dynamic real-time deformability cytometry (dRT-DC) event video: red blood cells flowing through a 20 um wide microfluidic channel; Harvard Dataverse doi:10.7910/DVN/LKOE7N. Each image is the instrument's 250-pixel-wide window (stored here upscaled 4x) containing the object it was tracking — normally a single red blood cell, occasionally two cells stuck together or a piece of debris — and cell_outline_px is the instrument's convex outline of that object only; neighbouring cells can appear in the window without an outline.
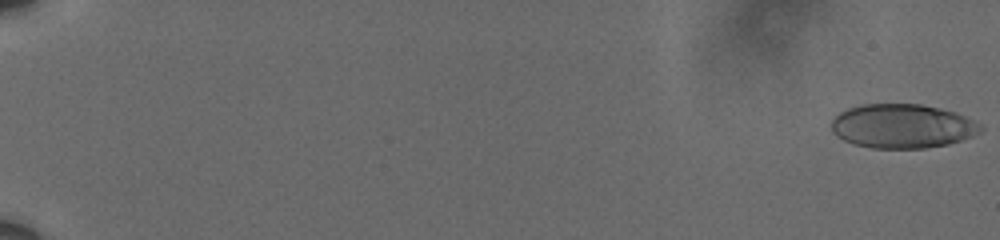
{"species": "human", "species_latin": "Homo sapiens", "temperature_condition": "cold", "stored_images_in_passage": 60, "camera_frame_rate_fps": 3000, "um_per_image_px": 0.085, "donor": {"sex": "male"}, "frame": {"image": 1, "passage_image": 1, "time_ms": 0.0, "image_size_px": [1000, 240], "cell_outline_px": [[984, 128], [980, 132], [972, 136], [948, 144], [924, 148], [872, 148], [852, 144], [836, 136], [832, 132], [832, 120], [840, 112], [848, 108], [860, 104], [920, 104], [940, 108], [956, 112], [980, 124]], "centroid_in_image_um": [76.68, 10.72], "position_along_channel_um": 8.3, "area_um2": 38.38}}
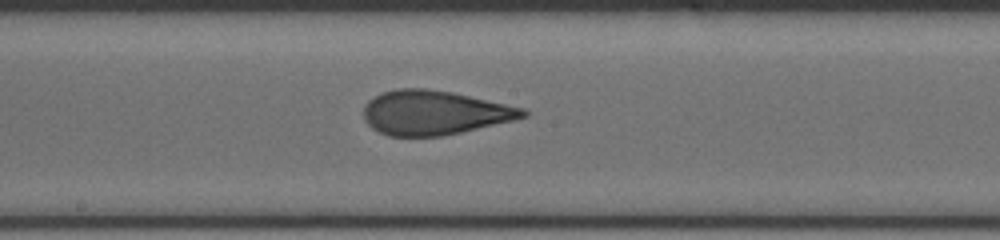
{"frame": {"image": 2, "passage_image": 36, "time_ms": 11.667, "image_size_px": [1000, 240], "cell_outline_px": [[528, 116], [512, 120], [460, 132], [440, 136], [388, 136], [372, 128], [364, 120], [364, 104], [368, 100], [384, 92], [396, 88], [424, 88], [452, 92], [524, 108], [528, 112]], "centroid_in_image_um": [36.88, 9.57], "position_along_channel_um": 211.3, "area_um2": 40.81}}
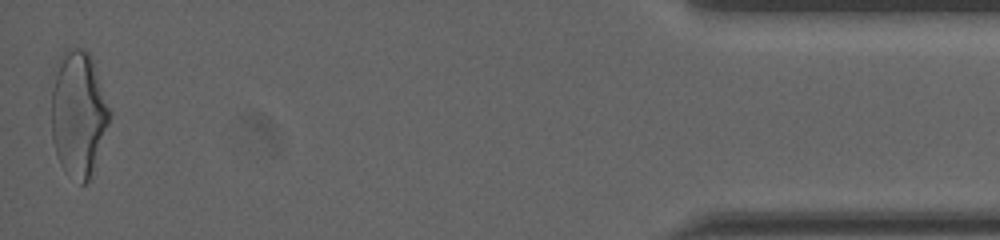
{"frame": {"image": 3, "passage_image": 60, "time_ms": 19.667, "image_size_px": [1000, 240], "cell_outline_px": [[112, 112], [108, 124], [88, 180], [84, 184], [80, 184], [60, 164], [52, 140], [52, 92], [56, 64], [60, 56], [68, 48], [84, 48], [92, 56]], "centroid_in_image_um": [6.66, 9.58], "position_along_channel_um": 428.5, "area_um2": 42.19}, "authors_computed_cell_mechanics": {"area_um2": 40.5756, "velocity_mm_per_s": 3.6186, "shape_relaxation_time_tau1_ms": 4.9345, "shape_relaxation_time_tau2_ms": 1.2746, "deformation_change_tau1": 0.1785, "deformation_change_tau2": 0.0989}}